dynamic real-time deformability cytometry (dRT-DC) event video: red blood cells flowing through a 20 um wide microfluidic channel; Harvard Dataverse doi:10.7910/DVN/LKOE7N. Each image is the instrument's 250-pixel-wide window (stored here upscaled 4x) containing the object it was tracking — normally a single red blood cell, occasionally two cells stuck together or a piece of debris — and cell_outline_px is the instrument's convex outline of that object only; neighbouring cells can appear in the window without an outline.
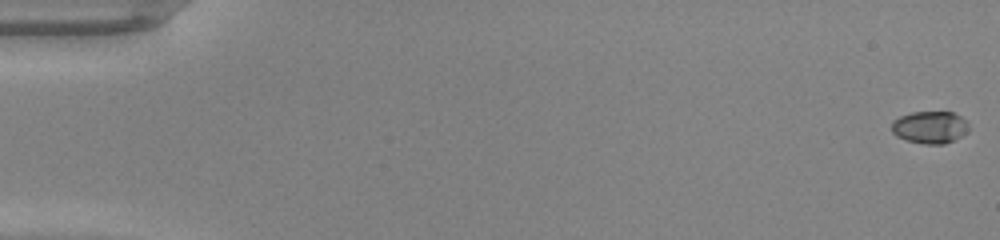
{"species": "common noctule bat (a hibernating species)", "species_latin": "Nyctalus noctula", "temperature_condition": "warm", "stored_images_in_passage": 49, "camera_frame_rate_fps": 3000, "um_per_image_px": 0.085, "animal": {"sex": "male", "body_mass_g": 20.0, "forearm_length_mm": 53.3}, "frame": {"image": 1, "passage_image": 1, "time_ms": 0.0, "image_size_px": [1000, 240], "cell_outline_px": [[968, 132], [944, 144], [924, 144], [908, 140], [896, 136], [892, 132], [892, 120], [900, 116], [912, 112], [952, 112], [968, 120]], "centroid_in_image_um": [79.05, 10.81], "position_along_channel_um": 6.0, "area_um2": 14.51}}
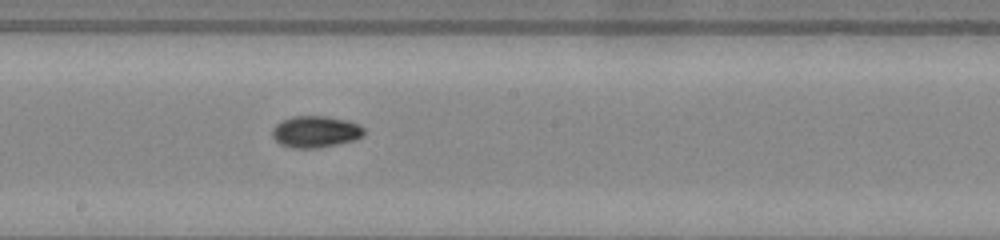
{"frame": {"image": 2, "passage_image": 28, "time_ms": 9.0, "image_size_px": [1000, 240], "cell_outline_px": [[364, 136], [356, 140], [316, 148], [292, 148], [280, 144], [272, 136], [272, 128], [280, 120], [292, 116], [328, 116], [360, 124], [364, 128]], "centroid_in_image_um": [26.81, 11.19], "position_along_channel_um": 221.4, "area_um2": 17.05}}
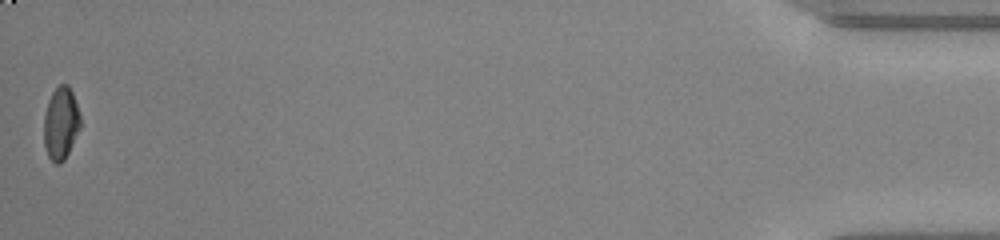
{"frame": {"image": 3, "passage_image": 49, "time_ms": 16.0, "image_size_px": [1000, 240], "cell_outline_px": [[80, 128], [64, 160], [60, 164], [56, 164], [48, 156], [44, 144], [44, 116], [48, 100], [52, 92], [60, 84], [68, 84], [72, 92], [80, 116]], "centroid_in_image_um": [5.16, 10.48], "position_along_channel_um": 430.0, "area_um2": 15.26}, "authors_computed_cell_mechanics": {"area_um2": 15.7216, "velocity_mm_per_s": 4.3024, "shape_relaxation_time_tau1_ms": 3.7844, "shape_relaxation_time_tau2_ms": 3.3621, "deformation_change_tau1": 0.1674, "deformation_change_tau2": 0.0539}}